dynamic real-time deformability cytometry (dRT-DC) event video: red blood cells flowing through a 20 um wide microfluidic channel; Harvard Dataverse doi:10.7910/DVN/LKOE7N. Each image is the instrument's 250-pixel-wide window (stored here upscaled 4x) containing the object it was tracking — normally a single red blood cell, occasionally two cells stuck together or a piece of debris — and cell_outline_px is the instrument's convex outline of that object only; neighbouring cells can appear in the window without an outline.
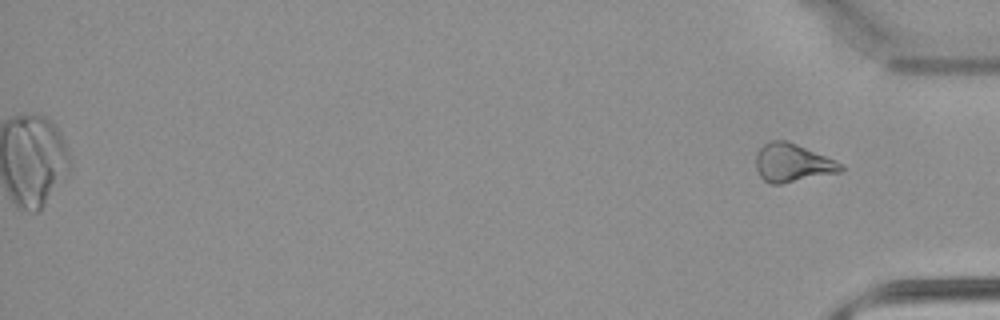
{"species": "common noctule bat (a hibernating species)", "species_latin": "Nyctalus noctula", "temperature_condition": "warm", "stored_images_in_passage": 29, "segment_of_instrument_passage": [2, 2], "camera_frame_rate_fps": 3000, "um_per_image_px": 0.085, "animal": {"sex": "male", "body_mass_g": 21.5, "forearm_length_mm": 52.0}, "frame": {"image": 1, "passage_image": 29, "time_ms": 9.333, "image_size_px": [1000, 320], "cell_outline_px": [[844, 168], [840, 172], [780, 184], [772, 184], [764, 180], [760, 176], [756, 168], [756, 152], [764, 144], [772, 140], [784, 140], [796, 144], [836, 160], [844, 164]], "centroid_in_image_um": [67.36, 13.84], "position_along_channel_um": 367.8, "area_um2": 18.84}}